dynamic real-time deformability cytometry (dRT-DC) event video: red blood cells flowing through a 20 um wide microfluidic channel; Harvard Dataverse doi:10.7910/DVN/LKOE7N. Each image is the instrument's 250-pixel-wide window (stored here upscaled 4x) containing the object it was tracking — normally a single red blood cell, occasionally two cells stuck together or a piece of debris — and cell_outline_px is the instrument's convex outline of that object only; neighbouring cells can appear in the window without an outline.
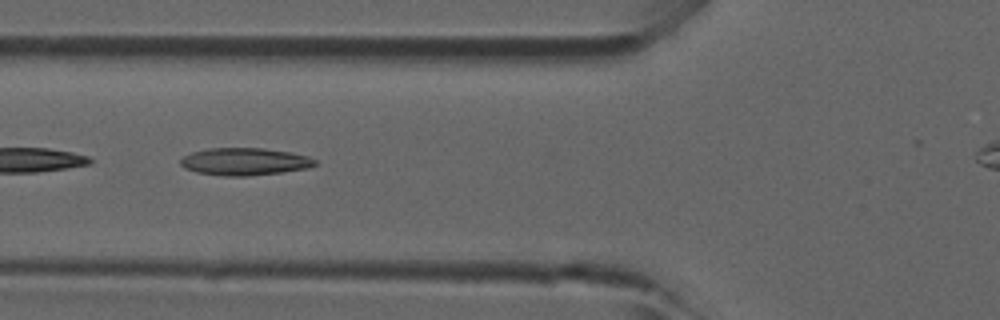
{"species": "common noctule bat (a hibernating species)", "species_latin": "Nyctalus noctula", "temperature_condition": "room temperature", "stored_images_in_passage": 5, "camera_frame_rate_fps": 3000, "um_per_image_px": 0.085, "animal": {"sex": "male", "forearm_length_mm": 52.5}, "frame": {"image": 1, "passage_image": 5, "time_ms": 1.333, "image_size_px": [1000, 320], "cell_outline_px": [[316, 164], [308, 168], [280, 172], [248, 176], [224, 176], [196, 172], [184, 168], [180, 164], [180, 160], [184, 156], [192, 152], [208, 148], [264, 148], [292, 152], [308, 156], [316, 160]], "centroid_in_image_um": [20.79, 13.73], "position_along_channel_um": 105.0, "area_um2": 21.5}}